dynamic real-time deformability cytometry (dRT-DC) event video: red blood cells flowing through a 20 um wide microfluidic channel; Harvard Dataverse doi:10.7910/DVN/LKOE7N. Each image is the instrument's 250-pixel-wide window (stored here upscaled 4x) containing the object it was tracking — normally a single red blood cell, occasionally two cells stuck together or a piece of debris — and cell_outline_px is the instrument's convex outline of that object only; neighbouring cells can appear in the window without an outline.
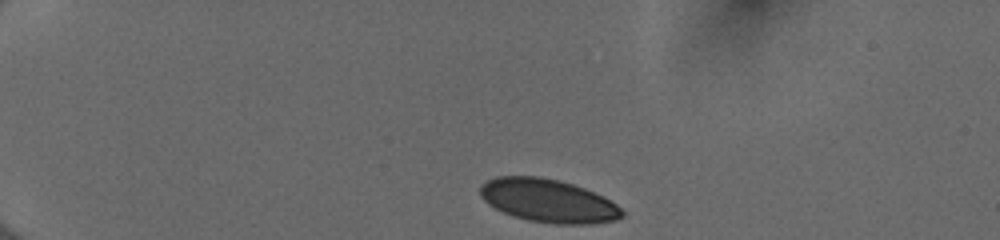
{"species": "human", "species_latin": "Homo sapiens", "temperature_condition": "cold", "stored_images_in_passage": 41, "camera_frame_rate_fps": 3000, "um_per_image_px": 0.085, "donor": {"sex": "female"}, "frame": {"image": 1, "passage_image": 1, "time_ms": 0.0, "image_size_px": [1000, 240], "cell_outline_px": [[624, 216], [616, 220], [592, 224], [556, 224], [528, 220], [504, 212], [488, 204], [480, 196], [480, 184], [496, 176], [540, 176], [560, 180], [584, 188], [604, 196], [616, 204], [624, 212]], "centroid_in_image_um": [46.61, 17.05], "position_along_channel_um": 38.4, "area_um2": 35.84}}
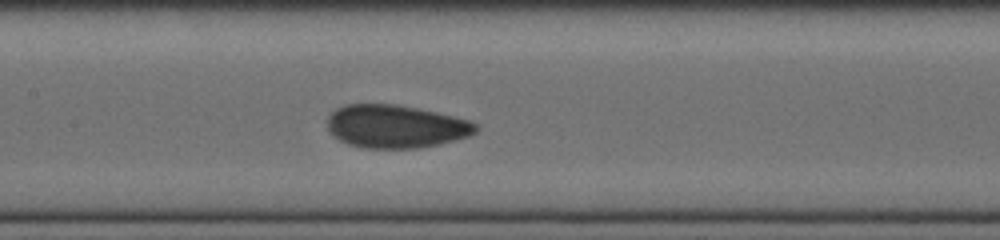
{"frame": {"image": 2, "passage_image": 17, "time_ms": 5.333, "image_size_px": [1000, 240], "cell_outline_px": [[480, 128], [476, 132], [468, 136], [456, 140], [440, 144], [420, 148], [364, 148], [348, 144], [340, 140], [328, 132], [328, 116], [336, 108], [344, 104], [396, 104], [436, 112], [468, 120], [476, 124]], "centroid_in_image_um": [33.62, 10.75], "position_along_channel_um": 173.8, "area_um2": 37.34}}
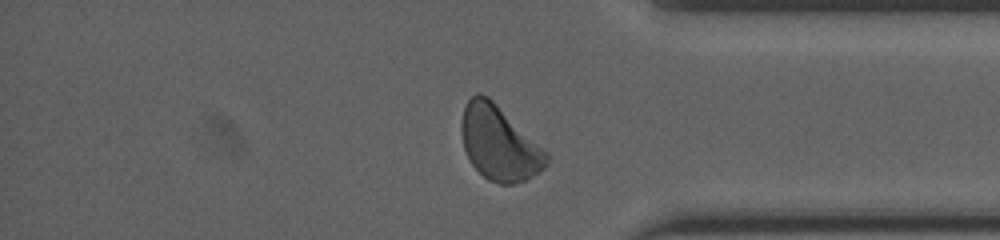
{"frame": {"image": 3, "passage_image": 34, "time_ms": 11.0, "image_size_px": [1000, 240], "cell_outline_px": [[548, 164], [544, 168], [524, 180], [512, 184], [500, 184], [488, 180], [472, 164], [464, 148], [460, 128], [460, 124], [464, 108], [468, 100], [472, 96], [480, 92], [488, 96], [548, 152]], "centroid_in_image_um": [42.42, 12.16], "position_along_channel_um": 392.8, "area_um2": 36.53}, "authors_computed_cell_mechanics": {"area_um2": 36.5874, "velocity_mm_per_s": 3.9827, "shape_relaxation_time_tau1_ms": 5.8955, "shape_relaxation_time_tau2_ms": 0.7264, "deformation_change_tau1": 0.1258, "deformation_change_tau2": 0.0412}}